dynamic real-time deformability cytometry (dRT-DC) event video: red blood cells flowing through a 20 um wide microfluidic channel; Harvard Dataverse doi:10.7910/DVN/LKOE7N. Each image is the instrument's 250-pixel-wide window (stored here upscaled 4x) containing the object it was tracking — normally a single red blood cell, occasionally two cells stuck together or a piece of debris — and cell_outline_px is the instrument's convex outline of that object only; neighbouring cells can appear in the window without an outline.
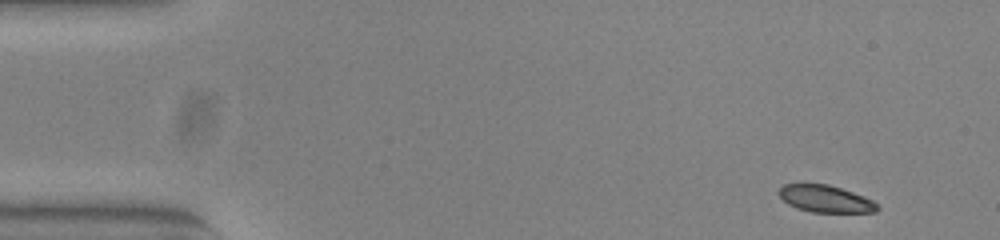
{"species": "common noctule bat (a hibernating species)", "species_latin": "Nyctalus noctula", "temperature_condition": "warm", "stored_images_in_passage": 50, "camera_frame_rate_fps": 3000, "um_per_image_px": 0.085, "animal": {"sex": "female", "body_mass_g": 23.0, "forearm_length_mm": 53.4}, "frame": {"image": 1, "passage_image": 1, "time_ms": 0.0, "image_size_px": [1000, 240], "cell_outline_px": [[880, 208], [876, 212], [812, 212], [796, 208], [788, 204], [776, 192], [784, 184], [828, 184], [864, 196], [872, 200]], "centroid_in_image_um": [70.15, 16.9], "position_along_channel_um": 14.8, "area_um2": 15.43}}
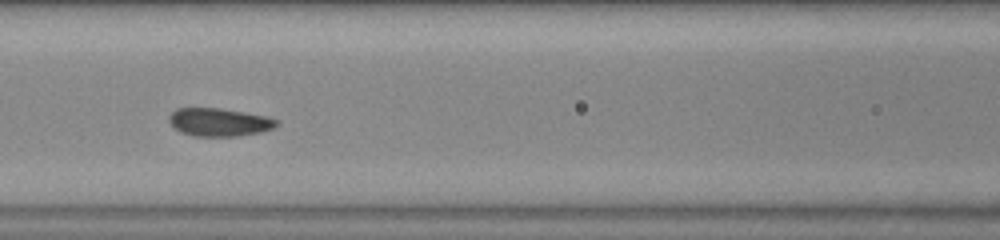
{"frame": {"image": 2, "passage_image": 20, "time_ms": 6.333, "image_size_px": [1000, 240], "cell_outline_px": [[280, 124], [276, 128], [260, 132], [236, 136], [196, 136], [180, 132], [168, 120], [168, 116], [176, 108], [220, 108], [264, 116], [280, 120]], "centroid_in_image_um": [18.66, 10.38], "position_along_channel_um": 147.9, "area_um2": 17.57}}
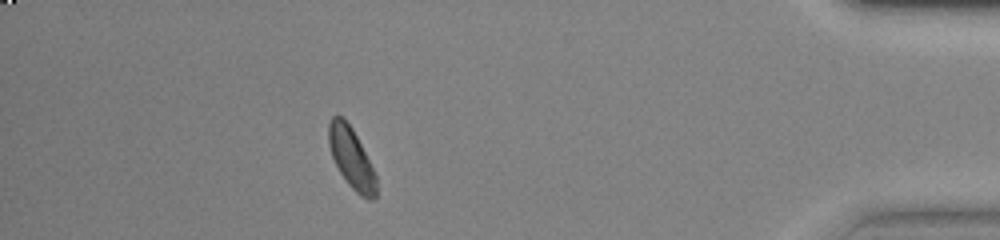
{"frame": {"image": 3, "passage_image": 44, "time_ms": 14.333, "image_size_px": [1000, 240], "cell_outline_px": [[376, 196], [372, 200], [368, 200], [360, 196], [348, 184], [340, 172], [332, 156], [328, 144], [328, 124], [332, 116], [344, 116], [352, 128], [376, 176]], "centroid_in_image_um": [29.84, 13.43], "position_along_channel_um": 405.4, "area_um2": 16.59}, "authors_computed_cell_mechanics": {"area_um2": 17.5134, "velocity_mm_per_s": 3.8649, "shape_relaxation_time_tau1_ms": 8.7055, "shape_relaxation_time_tau2_ms": 0.7313, "deformation_change_tau1": 0.1659, "deformation_change_tau2": 0.0725}}